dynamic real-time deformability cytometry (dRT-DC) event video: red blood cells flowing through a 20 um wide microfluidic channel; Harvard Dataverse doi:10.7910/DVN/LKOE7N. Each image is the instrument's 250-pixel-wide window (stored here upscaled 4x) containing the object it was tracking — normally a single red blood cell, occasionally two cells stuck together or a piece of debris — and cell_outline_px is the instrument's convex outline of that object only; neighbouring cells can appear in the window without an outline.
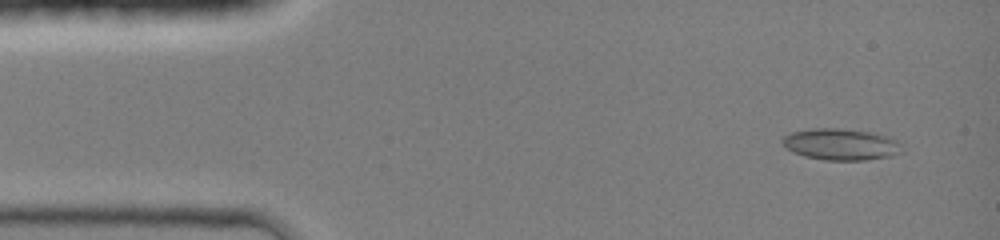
{"species": "common noctule bat (a hibernating species)", "species_latin": "Nyctalus noctula", "temperature_condition": "room temperature", "stored_images_in_passage": 44, "camera_frame_rate_fps": 3000, "um_per_image_px": 0.085, "animal": {"sex": "female", "body_mass_g": 19.0, "forearm_length_mm": 51.5}, "frame": {"image": 1, "passage_image": 3, "time_ms": 0.667, "image_size_px": [1000, 240], "cell_outline_px": [[904, 152], [892, 156], [864, 160], [824, 160], [804, 156], [792, 152], [780, 140], [784, 136], [792, 132], [812, 128], [840, 128], [872, 132], [892, 136], [900, 144]], "centroid_in_image_um": [71.52, 12.26], "position_along_channel_um": 13.5, "area_um2": 22.2}}
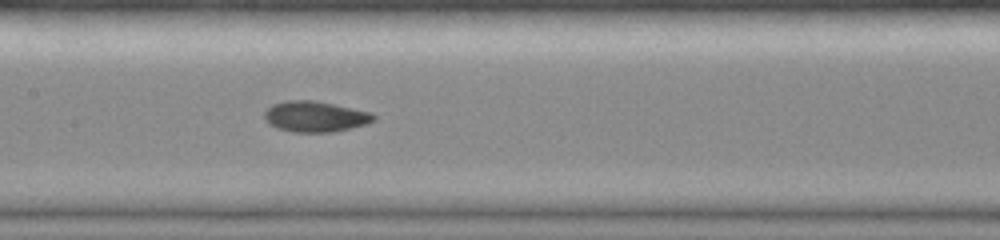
{"frame": {"image": 2, "passage_image": 21, "time_ms": 6.667, "image_size_px": [1000, 240], "cell_outline_px": [[376, 120], [368, 124], [332, 132], [292, 132], [276, 128], [268, 124], [264, 120], [264, 112], [272, 104], [288, 100], [316, 100], [372, 112], [376, 116]], "centroid_in_image_um": [26.79, 9.9], "position_along_channel_um": 180.6, "area_um2": 19.88}}
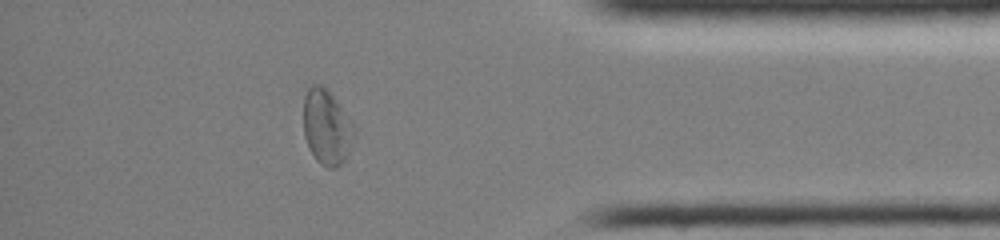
{"frame": {"image": 3, "passage_image": 38, "time_ms": 12.333, "image_size_px": [1000, 240], "cell_outline_px": [[356, 136], [344, 160], [336, 168], [328, 168], [320, 164], [316, 160], [304, 136], [304, 96], [308, 88], [312, 84], [320, 84], [332, 96], [348, 116], [356, 128]], "centroid_in_image_um": [27.78, 10.83], "position_along_channel_um": 407.4, "area_um2": 22.02}, "authors_computed_cell_mechanics": {"area_um2": 19.7098, "velocity_mm_per_s": 4.3096, "shape_relaxation_time_tau1_ms": 10.0471, "shape_relaxation_time_tau2_ms": 2.2128, "deformation_change_tau1": 0.2375, "deformation_change_tau2": 0.0611}}